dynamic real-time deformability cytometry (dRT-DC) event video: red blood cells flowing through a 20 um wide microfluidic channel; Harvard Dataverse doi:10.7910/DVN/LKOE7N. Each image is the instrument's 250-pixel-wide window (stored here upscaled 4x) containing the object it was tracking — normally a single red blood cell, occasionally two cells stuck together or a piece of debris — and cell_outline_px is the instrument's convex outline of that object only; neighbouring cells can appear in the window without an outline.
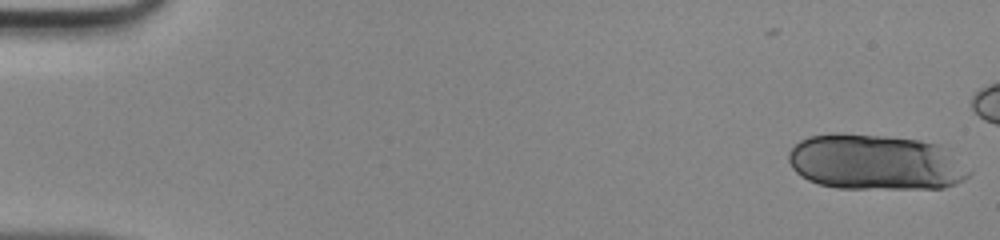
{"species": "human", "species_latin": "Homo sapiens", "temperature_condition": "room temperature", "stored_images_in_passage": 42, "segment_of_instrument_passage": [1, 2], "camera_frame_rate_fps": 3000, "um_per_image_px": 0.085, "donor": {"sex": "male"}, "frame": {"image": 1, "passage_image": 1, "time_ms": 0.0, "image_size_px": [1000, 240], "cell_outline_px": [[972, 172], [964, 180], [956, 184], [944, 188], [836, 188], [820, 184], [808, 180], [800, 176], [792, 168], [788, 160], [788, 152], [800, 140], [808, 136], [832, 132], [840, 132], [888, 136], [920, 140], [936, 144], [944, 148]], "centroid_in_image_um": [74.36, 13.78], "position_along_channel_um": 10.6, "area_um2": 58.67}}